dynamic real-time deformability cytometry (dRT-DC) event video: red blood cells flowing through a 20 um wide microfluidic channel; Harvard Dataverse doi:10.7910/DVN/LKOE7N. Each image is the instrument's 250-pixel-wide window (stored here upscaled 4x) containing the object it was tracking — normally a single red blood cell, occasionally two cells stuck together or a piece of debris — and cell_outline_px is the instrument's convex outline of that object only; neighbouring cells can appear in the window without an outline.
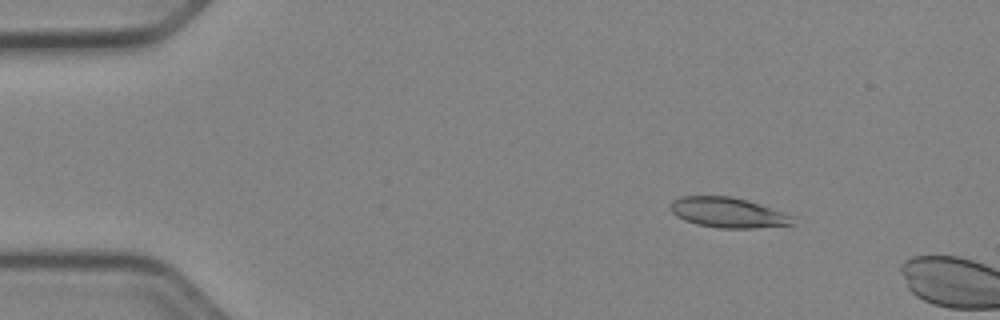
{"species": "Egyptian fruit bat (a non-hibernating species)", "species_latin": "Rousettus aegyptiacus", "temperature_condition": "cold", "stored_images_in_passage": 11, "camera_frame_rate_fps": 3000, "um_per_image_px": 0.085, "animal": {"sex": "female"}, "frame": {"image": 1, "passage_image": 8, "time_ms": 2.333, "image_size_px": [1000, 320], "cell_outline_px": [[796, 216], [792, 224], [756, 228], [720, 228], [696, 224], [676, 216], [672, 212], [672, 200], [684, 196], [732, 196]], "centroid_in_image_um": [61.89, 18.07], "position_along_channel_um": 23.1, "area_um2": 21.21}}